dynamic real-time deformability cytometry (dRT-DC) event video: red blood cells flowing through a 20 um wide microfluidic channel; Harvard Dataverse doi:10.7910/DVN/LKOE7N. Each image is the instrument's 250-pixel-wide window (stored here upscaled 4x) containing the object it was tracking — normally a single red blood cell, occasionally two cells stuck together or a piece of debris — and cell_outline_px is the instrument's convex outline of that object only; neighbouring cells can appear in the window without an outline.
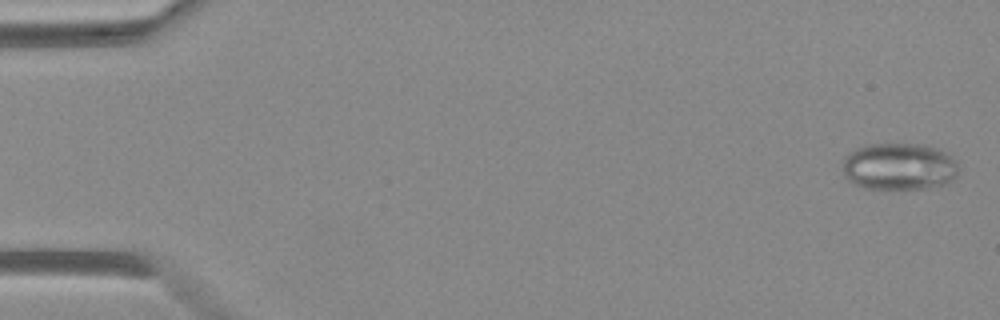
{"species": "Egyptian fruit bat (a non-hibernating species)", "species_latin": "Rousettus aegyptiacus", "temperature_condition": "warm", "stored_images_in_passage": 10, "camera_frame_rate_fps": 3000, "um_per_image_px": 0.085, "animal": {"sex": "female"}, "frame": {"image": 1, "passage_image": 2, "time_ms": 0.333, "image_size_px": [1000, 320], "cell_outline_px": [[960, 168], [956, 176], [948, 184], [924, 188], [864, 188], [848, 180], [844, 176], [844, 156], [856, 148], [864, 144], [924, 144], [948, 152], [956, 160]], "centroid_in_image_um": [76.47, 14.14], "position_along_channel_um": 8.5, "area_um2": 32.08}}